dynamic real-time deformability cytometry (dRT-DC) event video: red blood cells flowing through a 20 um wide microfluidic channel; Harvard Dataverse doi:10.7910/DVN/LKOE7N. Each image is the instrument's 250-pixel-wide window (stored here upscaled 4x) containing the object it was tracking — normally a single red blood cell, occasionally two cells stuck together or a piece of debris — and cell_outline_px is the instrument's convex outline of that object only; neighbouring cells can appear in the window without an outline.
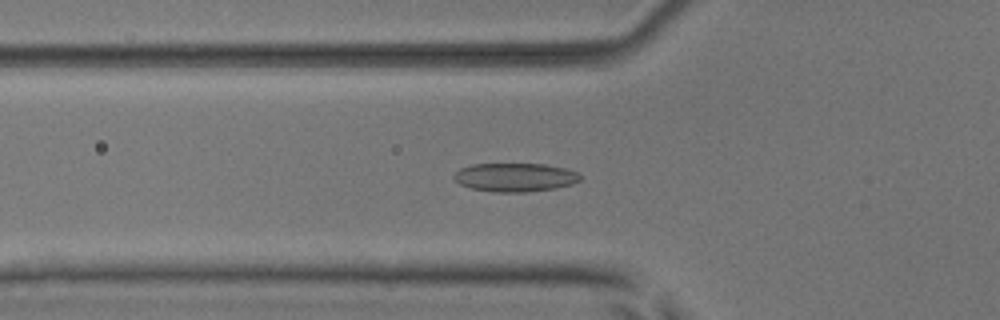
{"species": "common noctule bat (a hibernating species)", "species_latin": "Nyctalus noctula", "temperature_condition": "room temperature", "stored_images_in_passage": 40, "camera_frame_rate_fps": 3000, "um_per_image_px": 0.085, "animal": {"sex": "male", "body_mass_g": 17.9, "forearm_length_mm": 54.2}, "frame": {"image": 1, "passage_image": 6, "time_ms": 1.667, "image_size_px": [1000, 320], "cell_outline_px": [[580, 180], [572, 184], [556, 188], [524, 192], [496, 192], [472, 188], [460, 184], [452, 176], [460, 168], [472, 164], [544, 164], [564, 168], [580, 172]], "centroid_in_image_um": [43.8, 15.06], "position_along_channel_um": 82.0, "area_um2": 20.98}}
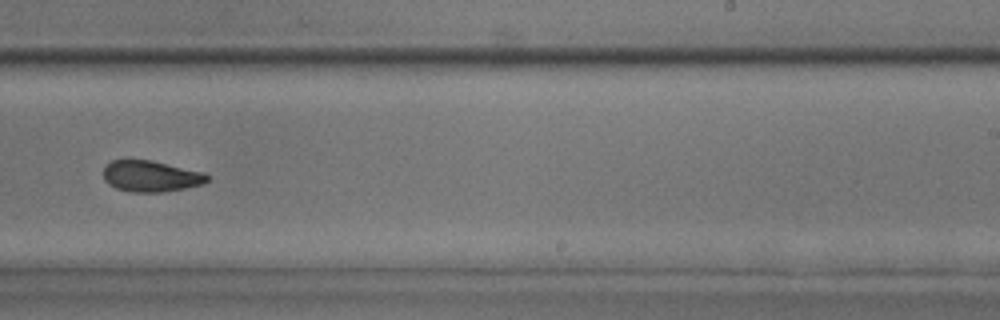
{"frame": {"image": 2, "passage_image": 21, "time_ms": 6.667, "image_size_px": [1000, 320], "cell_outline_px": [[208, 180], [204, 184], [184, 188], [160, 192], [132, 192], [116, 188], [108, 184], [104, 180], [104, 168], [112, 160], [152, 160], [204, 172], [208, 176]], "centroid_in_image_um": [12.83, 14.97], "position_along_channel_um": 276.2, "area_um2": 18.79}}
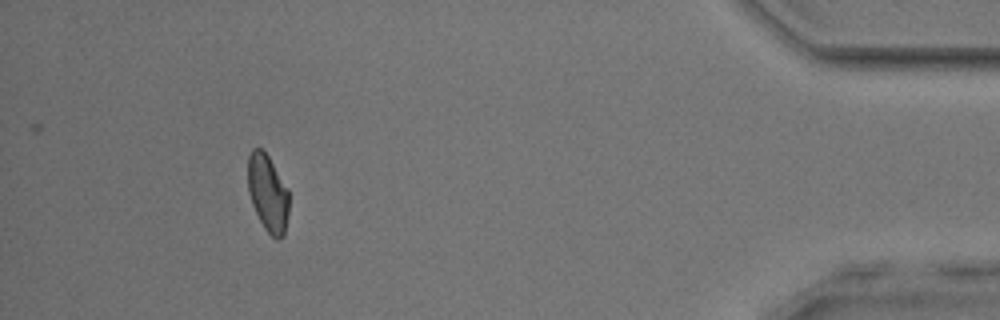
{"frame": {"image": 3, "passage_image": 36, "time_ms": 11.667, "image_size_px": [1000, 320], "cell_outline_px": [[288, 216], [284, 236], [280, 240], [276, 240], [264, 228], [252, 204], [248, 192], [248, 156], [252, 148], [260, 148], [268, 156], [288, 188]], "centroid_in_image_um": [22.77, 16.44], "position_along_channel_um": 412.4, "area_um2": 18.5}, "authors_computed_cell_mechanics": {"area_um2": 19.363, "velocity_mm_per_s": 3.8947, "shape_relaxation_time_tau1_ms": 4.9674, "shape_relaxation_time_tau2_ms": 1.8776, "deformation_change_tau1": 0.1293, "deformation_change_tau2": 0.0673}}